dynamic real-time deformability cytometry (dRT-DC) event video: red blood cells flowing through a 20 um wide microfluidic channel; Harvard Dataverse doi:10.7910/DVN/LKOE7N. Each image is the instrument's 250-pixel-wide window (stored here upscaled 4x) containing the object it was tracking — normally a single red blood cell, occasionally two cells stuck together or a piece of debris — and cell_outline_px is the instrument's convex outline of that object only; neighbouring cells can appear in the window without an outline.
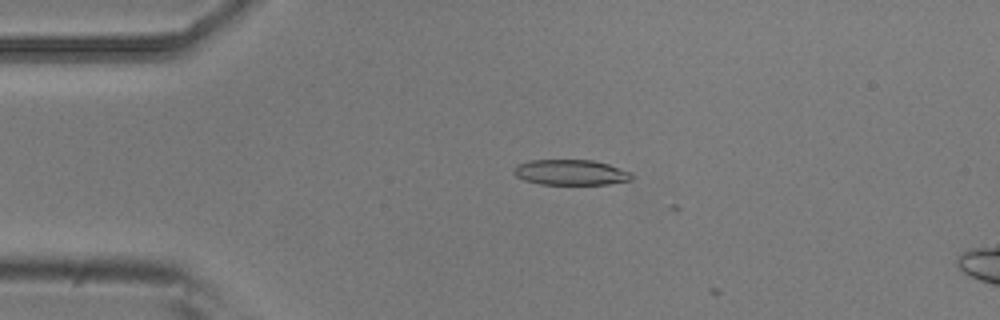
{"species": "common noctule bat (a hibernating species)", "species_latin": "Nyctalus noctula", "temperature_condition": "room temperature", "stored_images_in_passage": 5, "camera_frame_rate_fps": 3000, "um_per_image_px": 0.085, "animal": {"sex": "male", "body_mass_g": 20.5, "forearm_length_mm": 52.5}, "frame": {"image": 1, "passage_image": 3, "time_ms": 0.667, "image_size_px": [1000, 320], "cell_outline_px": [[632, 180], [608, 184], [540, 184], [524, 180], [516, 176], [512, 172], [512, 168], [516, 164], [528, 160], [592, 160], [608, 164], [632, 172]], "centroid_in_image_um": [48.47, 14.65], "position_along_channel_um": 36.5, "area_um2": 17.63}}